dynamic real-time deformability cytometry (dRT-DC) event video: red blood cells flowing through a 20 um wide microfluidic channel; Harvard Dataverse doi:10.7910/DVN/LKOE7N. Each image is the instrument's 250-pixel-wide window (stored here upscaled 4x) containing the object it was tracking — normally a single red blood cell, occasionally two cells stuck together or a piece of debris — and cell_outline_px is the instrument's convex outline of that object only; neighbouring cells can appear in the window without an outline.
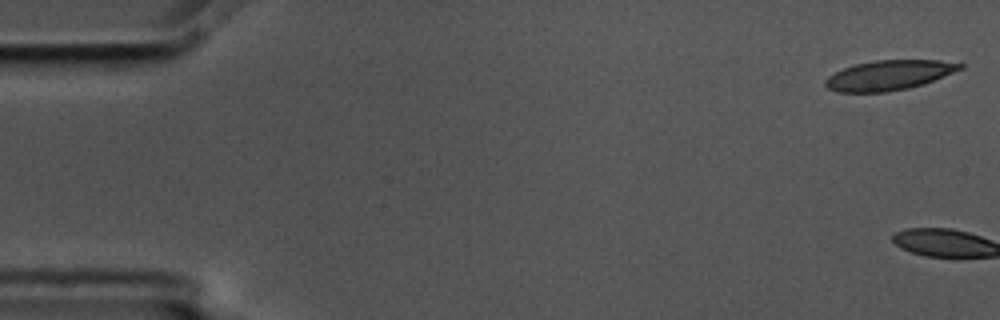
{"species": "common noctule bat (a hibernating species)", "species_latin": "Nyctalus noctula", "temperature_condition": "cold", "stored_images_in_passage": 2, "camera_frame_rate_fps": 3000, "um_per_image_px": 0.085, "animal": {"sex": "male", "body_mass_g": 17.5, "forearm_length_mm": 52.3}, "frame": {"image": 1, "passage_image": 1, "time_ms": 0.0, "image_size_px": [1000, 320], "cell_outline_px": [[964, 68], [924, 84], [908, 88], [884, 92], [836, 92], [828, 88], [824, 84], [824, 80], [828, 76], [844, 68], [856, 64], [876, 60], [940, 60], [964, 64]], "centroid_in_image_um": [75.56, 6.39], "position_along_channel_um": 9.4, "area_um2": 23.35}}